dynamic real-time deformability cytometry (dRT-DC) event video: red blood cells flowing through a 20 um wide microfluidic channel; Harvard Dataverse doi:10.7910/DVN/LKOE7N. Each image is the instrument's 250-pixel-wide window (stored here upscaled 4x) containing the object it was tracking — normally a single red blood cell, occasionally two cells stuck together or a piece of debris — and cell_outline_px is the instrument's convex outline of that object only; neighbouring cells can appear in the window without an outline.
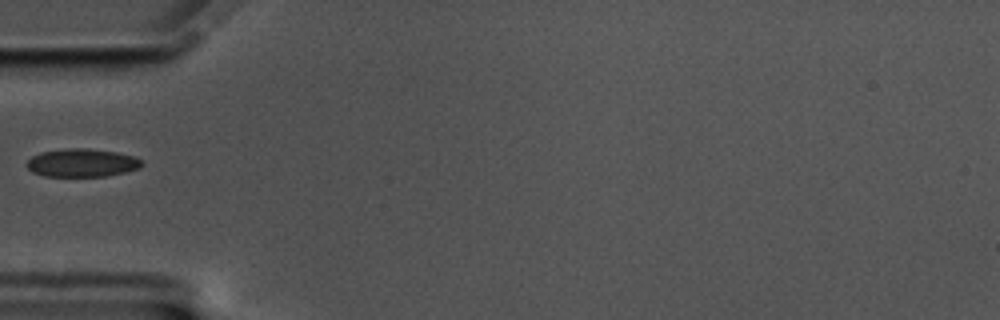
{"species": "common noctule bat (a hibernating species)", "species_latin": "Nyctalus noctula", "temperature_condition": "cold", "stored_images_in_passage": 3, "camera_frame_rate_fps": 3000, "um_per_image_px": 0.085, "animal": {"sex": "male", "body_mass_g": 17.5, "forearm_length_mm": 52.3}, "frame": {"image": 1, "passage_image": 1, "time_ms": 0.0, "image_size_px": [1000, 320], "cell_outline_px": [[144, 164], [140, 168], [124, 172], [104, 176], [44, 176], [32, 172], [28, 168], [28, 160], [32, 156], [40, 152], [68, 148], [84, 148], [116, 152], [132, 156], [140, 160]], "centroid_in_image_um": [6.95, 13.84], "position_along_channel_um": 78.0, "area_um2": 18.67}}